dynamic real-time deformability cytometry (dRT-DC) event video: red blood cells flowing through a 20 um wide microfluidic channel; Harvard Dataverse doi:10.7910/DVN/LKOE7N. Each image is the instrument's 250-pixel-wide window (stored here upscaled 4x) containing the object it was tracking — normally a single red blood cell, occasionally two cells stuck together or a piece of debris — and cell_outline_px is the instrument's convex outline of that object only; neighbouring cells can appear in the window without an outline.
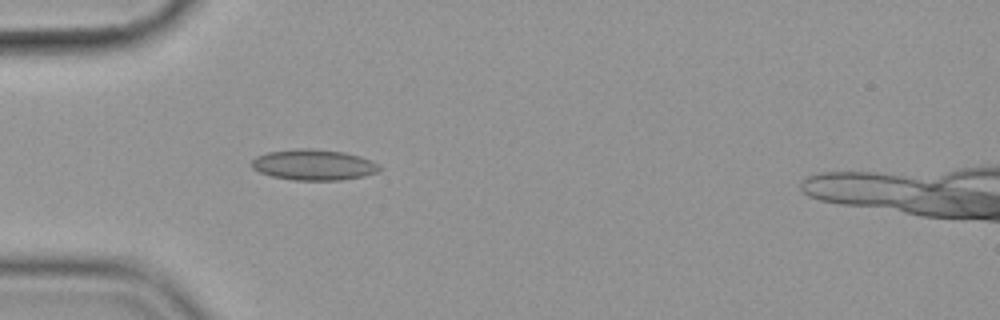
{"species": "common noctule bat (a hibernating species)", "species_latin": "Nyctalus noctula", "temperature_condition": "cold", "stored_images_in_passage": 56, "segment_of_instrument_passage": [1, 2], "camera_frame_rate_fps": 3000, "um_per_image_px": 0.085, "animal": {"sex": "female", "body_mass_g": 19.9}, "frame": {"image": 1, "passage_image": 16, "time_ms": 5.0, "image_size_px": [1000, 320], "cell_outline_px": [[384, 168], [380, 172], [364, 176], [340, 180], [292, 180], [272, 176], [260, 172], [252, 168], [252, 160], [256, 156], [268, 152], [296, 148], [312, 148], [344, 152], [360, 156], [372, 160], [380, 164]], "centroid_in_image_um": [26.72, 14.0], "position_along_channel_um": 58.3, "area_um2": 23.24}}
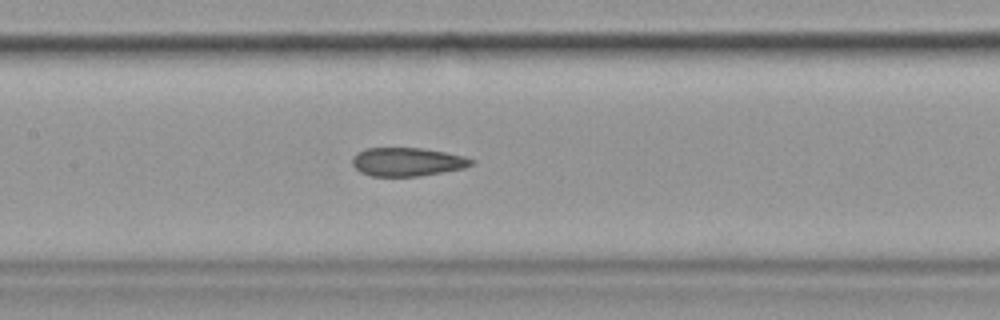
{"frame": {"image": 2, "passage_image": 26, "time_ms": 8.333, "image_size_px": [1000, 320], "cell_outline_px": [[476, 160], [472, 164], [464, 168], [420, 176], [372, 176], [360, 172], [352, 164], [352, 160], [356, 152], [364, 148], [424, 148], [464, 156]], "centroid_in_image_um": [34.61, 13.75], "position_along_channel_um": 172.8, "area_um2": 19.83}}
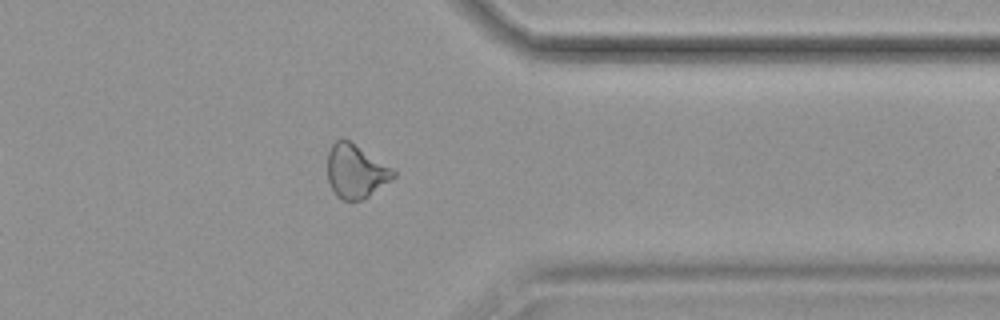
{"frame": {"image": 3, "passage_image": 44, "time_ms": 14.333, "image_size_px": [1000, 320], "cell_outline_px": [[396, 176], [368, 196], [360, 200], [340, 200], [336, 196], [328, 180], [328, 152], [332, 144], [340, 136], [348, 140], [396, 168]], "centroid_in_image_um": [30.26, 14.53], "position_along_channel_um": 381.1, "area_um2": 20.81}}